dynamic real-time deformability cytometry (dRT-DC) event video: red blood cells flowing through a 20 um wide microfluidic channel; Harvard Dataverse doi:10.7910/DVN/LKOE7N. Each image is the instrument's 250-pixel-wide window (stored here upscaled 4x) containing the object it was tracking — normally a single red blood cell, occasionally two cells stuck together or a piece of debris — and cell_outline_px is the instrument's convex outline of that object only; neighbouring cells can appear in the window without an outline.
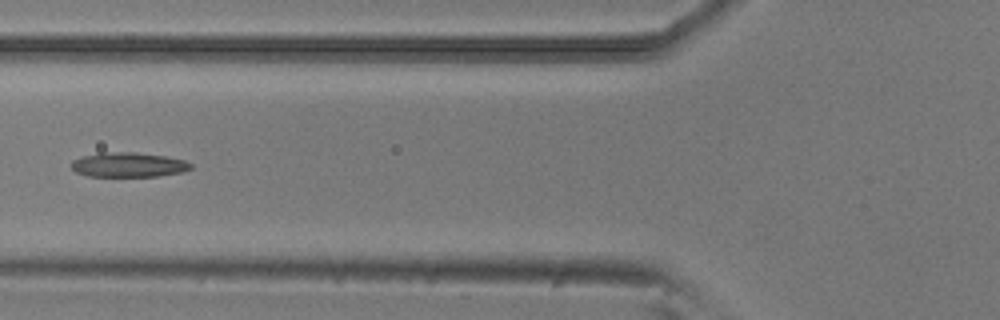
{"species": "common noctule bat (a hibernating species)", "species_latin": "Nyctalus noctula", "temperature_condition": "room temperature", "stored_images_in_passage": 6, "camera_frame_rate_fps": 3000, "um_per_image_px": 0.085, "animal": {"sex": "male", "body_mass_g": 20.5, "forearm_length_mm": 52.5}, "frame": {"image": 1, "passage_image": 5, "time_ms": 1.333, "image_size_px": [1000, 320], "cell_outline_px": [[192, 168], [180, 172], [156, 176], [88, 176], [76, 172], [72, 168], [72, 160], [84, 156], [100, 152], [136, 152], [164, 156], [184, 160], [192, 164]], "centroid_in_image_um": [10.9, 14.0], "position_along_channel_um": 114.9, "area_um2": 16.99}}
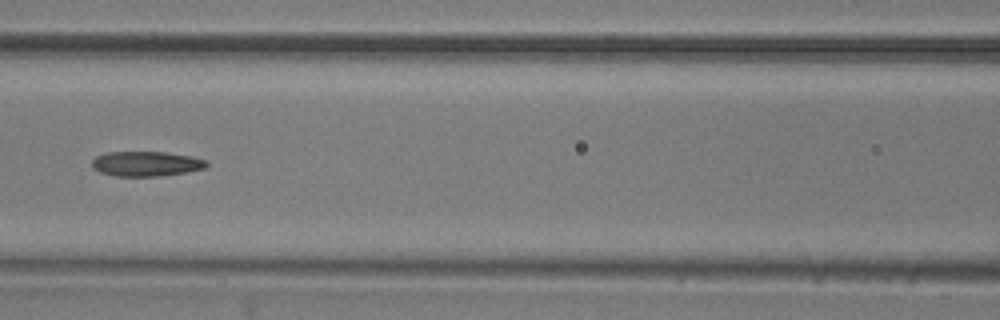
{"frame": {"image": 2, "passage_image": 6, "time_ms": 1.667, "image_size_px": [1000, 320], "cell_outline_px": [[208, 164], [204, 168], [188, 172], [160, 176], [116, 176], [100, 172], [92, 168], [92, 160], [96, 156], [108, 152], [164, 152], [192, 156], [208, 160]], "centroid_in_image_um": [12.44, 13.92], "position_along_channel_um": 154.2, "area_um2": 16.7}}